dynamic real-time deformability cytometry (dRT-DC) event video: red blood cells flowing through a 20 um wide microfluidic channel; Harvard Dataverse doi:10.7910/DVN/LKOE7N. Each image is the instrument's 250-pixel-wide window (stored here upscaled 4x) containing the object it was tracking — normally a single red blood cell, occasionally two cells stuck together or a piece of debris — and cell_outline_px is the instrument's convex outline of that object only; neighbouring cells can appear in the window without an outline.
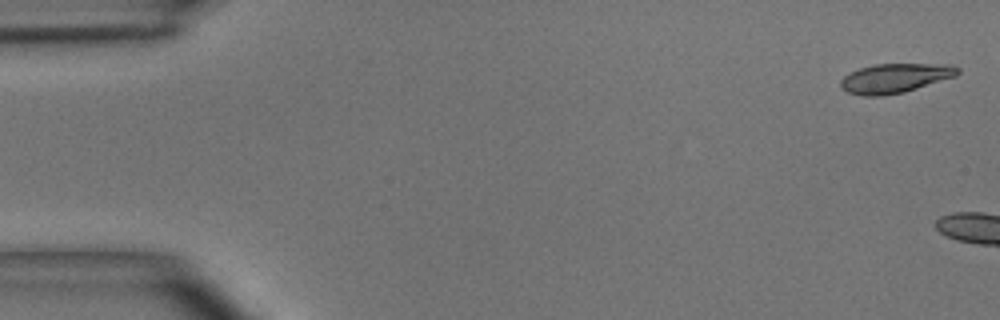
{"species": "common noctule bat (a hibernating species)", "species_latin": "Nyctalus noctula", "temperature_condition": "room temperature", "stored_images_in_passage": 4, "camera_frame_rate_fps": 3000, "um_per_image_px": 0.085, "animal": {"sex": "male", "body_mass_g": 15.6}, "frame": {"image": 1, "passage_image": 1, "time_ms": 0.0, "image_size_px": [1000, 320], "cell_outline_px": [[960, 72], [956, 76], [904, 92], [880, 96], [864, 96], [848, 92], [840, 88], [840, 80], [844, 76], [860, 68], [876, 64], [952, 64], [960, 68]], "centroid_in_image_um": [76.09, 6.64], "position_along_channel_um": 8.9, "area_um2": 20.0}}